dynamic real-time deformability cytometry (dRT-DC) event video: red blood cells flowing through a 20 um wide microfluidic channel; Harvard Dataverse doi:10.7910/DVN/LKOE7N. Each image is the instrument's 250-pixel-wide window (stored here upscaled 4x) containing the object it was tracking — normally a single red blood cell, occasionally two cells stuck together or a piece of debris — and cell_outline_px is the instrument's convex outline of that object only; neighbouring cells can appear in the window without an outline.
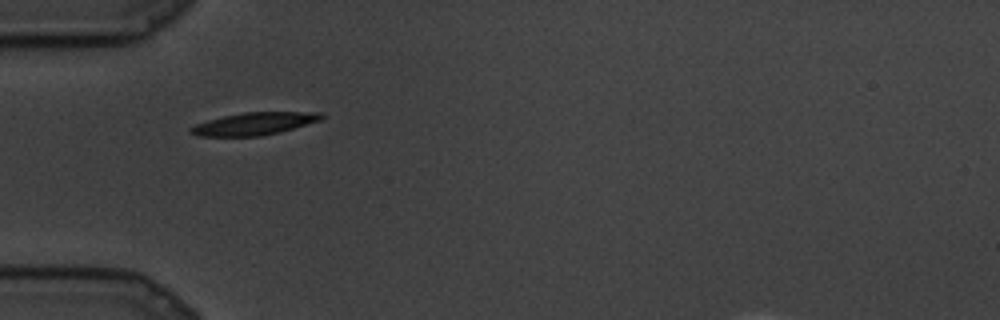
{"species": "common noctule bat (a hibernating species)", "species_latin": "Nyctalus noctula", "temperature_condition": "cold", "stored_images_in_passage": 9, "camera_frame_rate_fps": 3000, "um_per_image_px": 0.085, "animal": {"sex": "male", "body_mass_g": 19.5, "forearm_length_mm": 54.6}, "frame": {"image": 1, "passage_image": 1, "time_ms": 0.0, "image_size_px": [1000, 320], "cell_outline_px": [[324, 120], [280, 132], [260, 136], [196, 136], [188, 132], [188, 128], [196, 124], [208, 120], [224, 116], [244, 112], [320, 112], [324, 116]], "centroid_in_image_um": [21.63, 10.52], "position_along_channel_um": 63.4, "area_um2": 17.28}}